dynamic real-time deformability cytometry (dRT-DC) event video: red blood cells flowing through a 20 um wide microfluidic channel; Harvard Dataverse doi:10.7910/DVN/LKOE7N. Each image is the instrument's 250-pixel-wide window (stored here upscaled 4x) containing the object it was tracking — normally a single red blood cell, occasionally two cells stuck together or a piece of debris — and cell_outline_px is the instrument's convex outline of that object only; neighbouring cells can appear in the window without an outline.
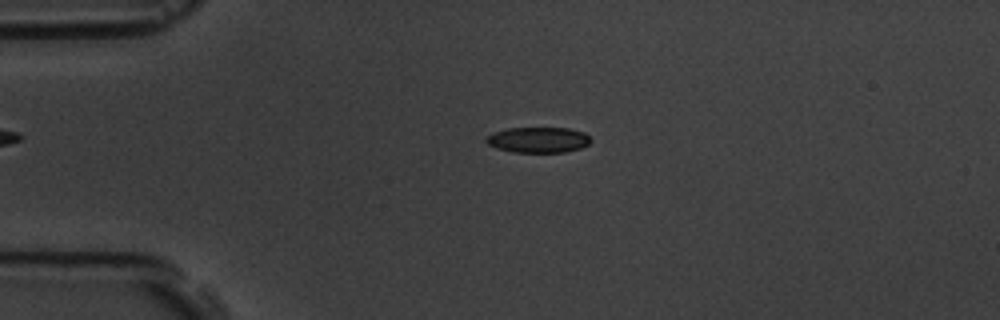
{"species": "common noctule bat (a hibernating species)", "species_latin": "Nyctalus noctula", "temperature_condition": "room temperature", "stored_images_in_passage": 2, "camera_frame_rate_fps": 3000, "um_per_image_px": 0.085, "animal": {"sex": "male", "body_mass_g": 19.5, "forearm_length_mm": 54.6}, "frame": {"image": 1, "passage_image": 1, "time_ms": 0.0, "image_size_px": [1000, 320], "cell_outline_px": [[592, 140], [588, 144], [580, 148], [564, 152], [512, 152], [496, 148], [488, 144], [484, 140], [492, 132], [508, 128], [568, 128], [584, 132]], "centroid_in_image_um": [45.73, 11.88], "position_along_channel_um": 39.3, "area_um2": 15.61}}